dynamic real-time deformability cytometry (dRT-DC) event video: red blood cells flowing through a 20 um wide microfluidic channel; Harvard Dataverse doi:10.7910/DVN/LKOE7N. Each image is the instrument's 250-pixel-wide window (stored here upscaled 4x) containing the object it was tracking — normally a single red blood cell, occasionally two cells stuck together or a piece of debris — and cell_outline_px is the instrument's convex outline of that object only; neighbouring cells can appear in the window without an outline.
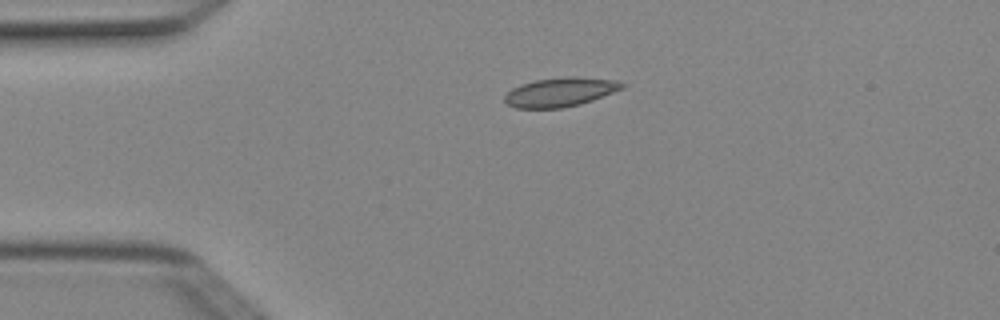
{"species": "Egyptian fruit bat (a non-hibernating species)", "species_latin": "Rousettus aegyptiacus", "temperature_condition": "cold", "stored_images_in_passage": 4, "camera_frame_rate_fps": 3000, "um_per_image_px": 0.085, "animal": {"sex": "female"}, "frame": {"image": 1, "passage_image": 3, "time_ms": 0.667, "image_size_px": [1000, 320], "cell_outline_px": [[624, 88], [592, 100], [580, 104], [560, 108], [516, 108], [508, 104], [504, 100], [504, 96], [512, 88], [520, 84], [536, 80], [568, 76], [572, 76], [616, 80], [624, 84]], "centroid_in_image_um": [47.61, 7.82], "position_along_channel_um": 37.4, "area_um2": 19.77}}